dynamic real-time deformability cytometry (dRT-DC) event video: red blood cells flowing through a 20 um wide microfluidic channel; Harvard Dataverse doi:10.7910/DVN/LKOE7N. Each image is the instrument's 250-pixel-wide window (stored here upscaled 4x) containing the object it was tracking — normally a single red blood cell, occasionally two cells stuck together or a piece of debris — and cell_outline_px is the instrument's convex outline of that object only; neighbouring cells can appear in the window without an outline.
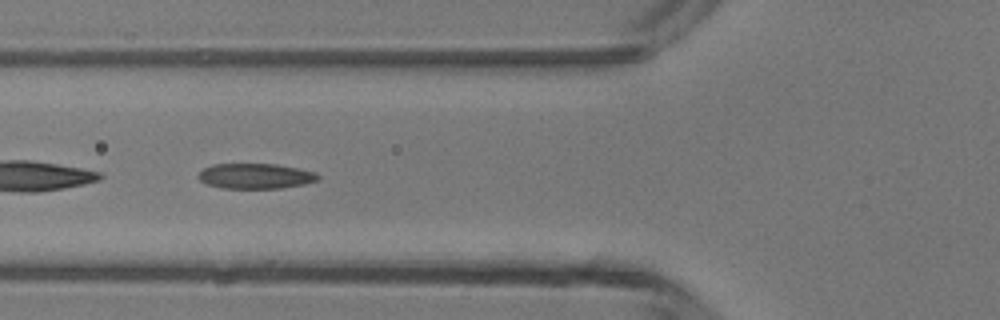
{"species": "common noctule bat (a hibernating species)", "species_latin": "Nyctalus noctula", "temperature_condition": "room temperature", "stored_images_in_passage": 35, "camera_frame_rate_fps": 3000, "um_per_image_px": 0.085, "animal": {"sex": "male", "body_mass_g": 13.3}, "frame": {"image": 1, "passage_image": 6, "time_ms": 1.667, "image_size_px": [1000, 320], "cell_outline_px": [[320, 180], [304, 184], [280, 188], [224, 188], [208, 184], [200, 180], [196, 176], [204, 168], [212, 164], [276, 164], [316, 172], [320, 176]], "centroid_in_image_um": [21.73, 14.96], "position_along_channel_um": 104.1, "area_um2": 17.57}}
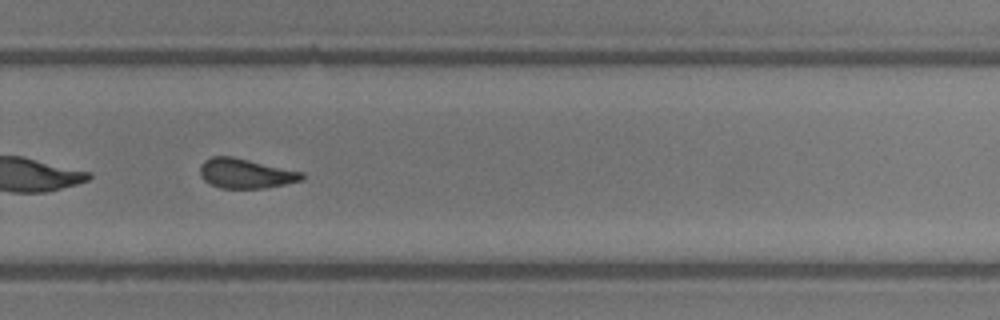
{"frame": {"image": 2, "passage_image": 20, "time_ms": 6.333, "image_size_px": [1000, 320], "cell_outline_px": [[304, 180], [264, 188], [220, 188], [204, 180], [200, 176], [200, 164], [204, 160], [212, 156], [232, 156], [304, 172]], "centroid_in_image_um": [20.88, 14.73], "position_along_channel_um": 308.9, "area_um2": 17.69}, "authors_computed_cell_mechanics": {"area_um2": 17.8024, "velocity_mm_per_s": 4.3918, "shape_relaxation_time_tau1_ms": 4.1625, "shape_relaxation_time_tau2_ms": 2.1455, "deformation_change_tau1": 0.1368, "deformation_change_tau2": 0.1042}}